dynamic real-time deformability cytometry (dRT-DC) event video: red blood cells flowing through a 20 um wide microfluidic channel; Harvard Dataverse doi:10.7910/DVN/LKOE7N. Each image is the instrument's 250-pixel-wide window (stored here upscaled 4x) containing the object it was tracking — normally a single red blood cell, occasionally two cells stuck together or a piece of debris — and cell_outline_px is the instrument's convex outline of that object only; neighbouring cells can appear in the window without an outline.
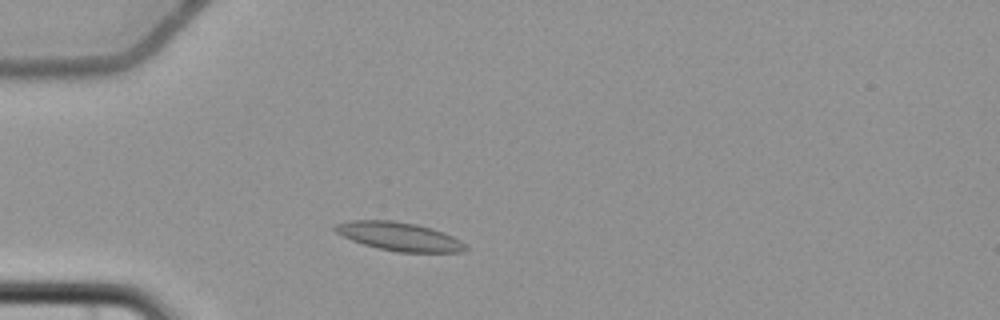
{"species": "common noctule bat (a hibernating species)", "species_latin": "Nyctalus noctula", "temperature_condition": "cold", "stored_images_in_passage": 3, "camera_frame_rate_fps": 3000, "um_per_image_px": 0.085, "animal": {"sex": "female", "body_mass_g": 22.7, "forearm_length_mm": 54.2}, "frame": {"image": 1, "passage_image": 3, "time_ms": 2.333, "image_size_px": [1000, 320], "cell_outline_px": [[468, 248], [464, 252], [400, 252], [376, 248], [352, 240], [336, 232], [332, 228], [336, 224], [352, 220], [392, 220], [416, 224], [432, 228], [444, 232], [460, 240]], "centroid_in_image_um": [33.95, 20.1], "position_along_channel_um": 51.1, "area_um2": 21.62}}